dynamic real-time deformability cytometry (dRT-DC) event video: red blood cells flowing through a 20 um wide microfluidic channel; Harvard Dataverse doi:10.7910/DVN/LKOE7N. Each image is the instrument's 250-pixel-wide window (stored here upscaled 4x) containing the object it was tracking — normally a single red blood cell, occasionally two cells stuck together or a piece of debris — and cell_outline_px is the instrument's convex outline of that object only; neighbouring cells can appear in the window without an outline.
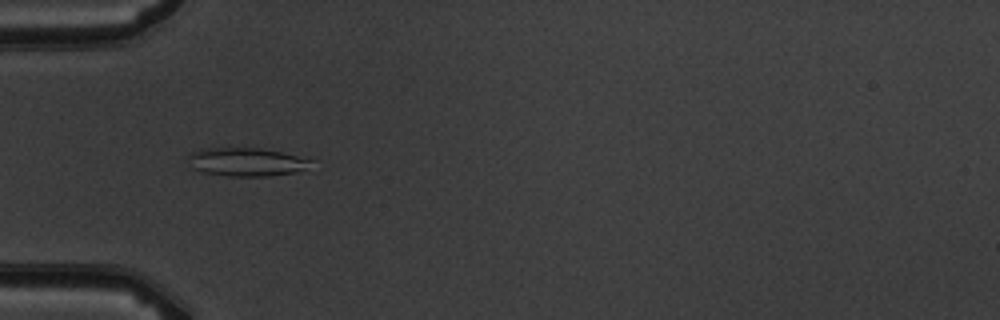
{"species": "common noctule bat (a hibernating species)", "species_latin": "Nyctalus noctula", "temperature_condition": "warm", "stored_images_in_passage": 6, "camera_frame_rate_fps": 3000, "um_per_image_px": 0.085, "animal": {"sex": "male", "body_mass_g": 19.5, "forearm_length_mm": 54.6}, "frame": {"image": 1, "passage_image": 5, "time_ms": 5.0, "image_size_px": [1000, 320], "cell_outline_px": [[316, 160], [304, 168], [296, 172], [268, 176], [228, 176], [204, 172], [192, 168], [192, 152], [200, 148], [228, 144], [260, 148], [280, 152]], "centroid_in_image_um": [20.93, 13.71], "position_along_channel_um": 64.1, "area_um2": 20.81}}